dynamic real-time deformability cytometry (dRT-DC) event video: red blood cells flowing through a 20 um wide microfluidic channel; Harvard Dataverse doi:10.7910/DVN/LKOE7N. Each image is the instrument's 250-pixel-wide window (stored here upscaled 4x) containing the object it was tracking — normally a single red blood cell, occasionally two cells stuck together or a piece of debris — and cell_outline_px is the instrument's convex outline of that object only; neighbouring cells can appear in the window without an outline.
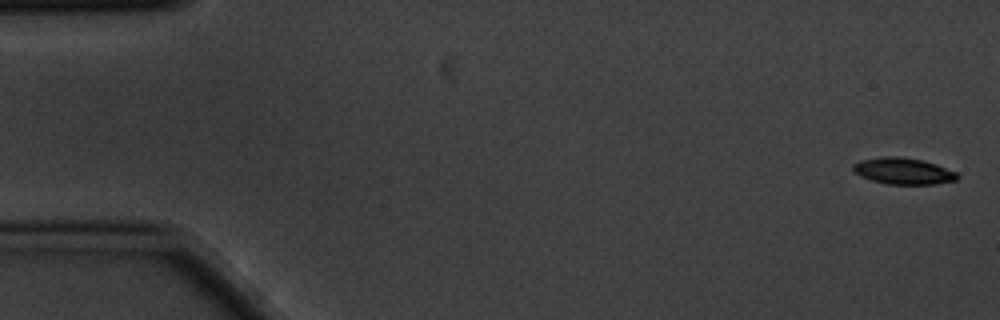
{"species": "common noctule bat (a hibernating species)", "species_latin": "Nyctalus noctula", "temperature_condition": "cold", "stored_images_in_passage": 6, "camera_frame_rate_fps": 3000, "um_per_image_px": 0.085, "animal": {"sex": "male", "body_mass_g": 20.1, "forearm_length_mm": 53.5}, "frame": {"image": 1, "passage_image": 1, "time_ms": 0.0, "image_size_px": [1000, 320], "cell_outline_px": [[960, 176], [956, 180], [936, 184], [888, 184], [872, 180], [860, 176], [852, 168], [852, 164], [860, 160], [884, 156], [900, 156], [920, 160], [936, 164], [956, 172]], "centroid_in_image_um": [76.77, 14.53], "position_along_channel_um": 8.2, "area_um2": 16.01}}
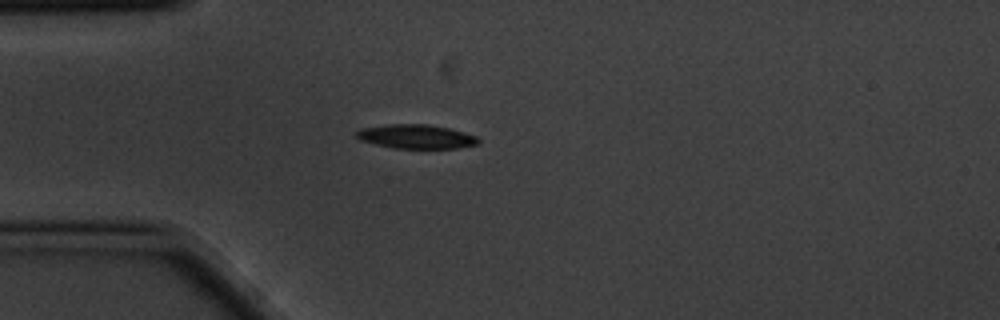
{"frame": {"image": 2, "passage_image": 5, "time_ms": 1.333, "image_size_px": [1000, 320], "cell_outline_px": [[480, 140], [476, 144], [456, 148], [392, 148], [360, 140], [356, 136], [356, 132], [360, 128], [388, 124], [428, 124], [448, 128], [464, 132], [476, 136]], "centroid_in_image_um": [35.34, 11.6], "position_along_channel_um": 49.7, "area_um2": 16.99}}